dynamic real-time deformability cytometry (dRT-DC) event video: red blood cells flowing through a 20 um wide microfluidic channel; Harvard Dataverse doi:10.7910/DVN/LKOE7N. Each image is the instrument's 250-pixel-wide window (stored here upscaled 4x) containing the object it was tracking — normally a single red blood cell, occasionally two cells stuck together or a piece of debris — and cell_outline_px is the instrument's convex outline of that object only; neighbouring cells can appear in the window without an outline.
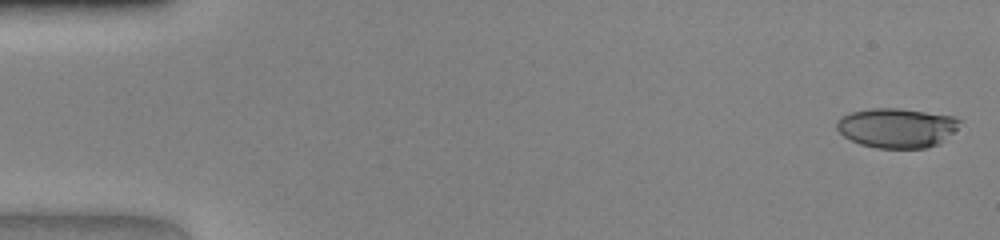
{"species": "human", "species_latin": "Homo sapiens", "temperature_condition": "warm", "stored_images_in_passage": 46, "camera_frame_rate_fps": 3000, "um_per_image_px": 0.085, "donor": {"sex": "female"}, "frame": {"image": 1, "passage_image": 1, "time_ms": 0.0, "image_size_px": [1000, 240], "cell_outline_px": [[960, 120], [956, 128], [940, 144], [928, 148], [876, 148], [860, 144], [844, 136], [836, 128], [836, 120], [852, 112], [872, 108], [896, 108], [956, 116]], "centroid_in_image_um": [76.22, 10.87], "position_along_channel_um": 8.8, "area_um2": 28.26}}
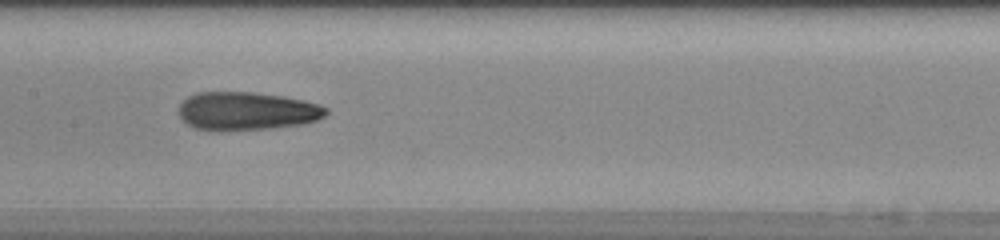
{"frame": {"image": 2, "passage_image": 23, "time_ms": 7.333, "image_size_px": [1000, 240], "cell_outline_px": [[328, 112], [324, 116], [316, 120], [304, 124], [272, 128], [220, 132], [192, 128], [180, 116], [180, 104], [188, 96], [196, 92], [252, 92], [284, 96], [304, 100], [320, 104], [328, 108]], "centroid_in_image_um": [20.98, 9.45], "position_along_channel_um": 186.4, "area_um2": 33.29}}
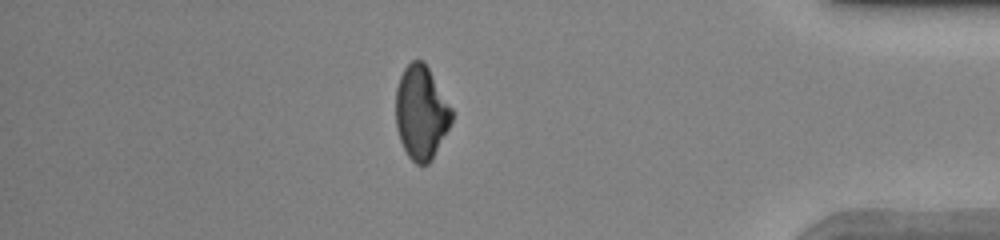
{"frame": {"image": 3, "passage_image": 40, "time_ms": 13.0, "image_size_px": [1000, 240], "cell_outline_px": [[452, 120], [432, 160], [428, 164], [416, 164], [408, 156], [400, 140], [396, 128], [396, 88], [400, 76], [404, 68], [412, 60], [424, 60], [452, 108]], "centroid_in_image_um": [35.79, 9.56], "position_along_channel_um": 399.4, "area_um2": 30.46}}